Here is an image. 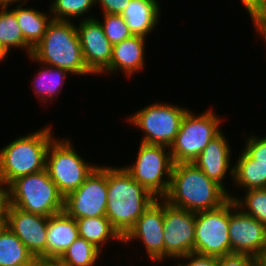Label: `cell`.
I'll return each instance as SVG.
<instances>
[{
  "label": "cell",
  "mask_w": 266,
  "mask_h": 266,
  "mask_svg": "<svg viewBox=\"0 0 266 266\" xmlns=\"http://www.w3.org/2000/svg\"><path fill=\"white\" fill-rule=\"evenodd\" d=\"M7 204L50 217L64 208V196L46 170L16 178L7 186Z\"/></svg>",
  "instance_id": "5b68a950"
},
{
  "label": "cell",
  "mask_w": 266,
  "mask_h": 266,
  "mask_svg": "<svg viewBox=\"0 0 266 266\" xmlns=\"http://www.w3.org/2000/svg\"><path fill=\"white\" fill-rule=\"evenodd\" d=\"M7 227V218L5 212L0 216V235Z\"/></svg>",
  "instance_id": "f35d334b"
},
{
  "label": "cell",
  "mask_w": 266,
  "mask_h": 266,
  "mask_svg": "<svg viewBox=\"0 0 266 266\" xmlns=\"http://www.w3.org/2000/svg\"><path fill=\"white\" fill-rule=\"evenodd\" d=\"M224 135L222 131L217 137L211 140L200 155L193 161V164L201 169L208 178L218 183L229 194L230 191L226 189L225 182L223 183V181L227 175H231L233 180L234 166L230 164L232 163L230 159L232 151L229 140H227V137Z\"/></svg>",
  "instance_id": "e0dca14e"
},
{
  "label": "cell",
  "mask_w": 266,
  "mask_h": 266,
  "mask_svg": "<svg viewBox=\"0 0 266 266\" xmlns=\"http://www.w3.org/2000/svg\"><path fill=\"white\" fill-rule=\"evenodd\" d=\"M95 7V0H53L50 4L52 20L71 21V18L90 19V9ZM86 15V13H88ZM86 16V17H83Z\"/></svg>",
  "instance_id": "83f0119b"
},
{
  "label": "cell",
  "mask_w": 266,
  "mask_h": 266,
  "mask_svg": "<svg viewBox=\"0 0 266 266\" xmlns=\"http://www.w3.org/2000/svg\"><path fill=\"white\" fill-rule=\"evenodd\" d=\"M169 204L194 213L220 208L228 193L193 163H174L168 193Z\"/></svg>",
  "instance_id": "7a4b0ae2"
},
{
  "label": "cell",
  "mask_w": 266,
  "mask_h": 266,
  "mask_svg": "<svg viewBox=\"0 0 266 266\" xmlns=\"http://www.w3.org/2000/svg\"><path fill=\"white\" fill-rule=\"evenodd\" d=\"M78 24L76 29L85 64L94 75L99 76L110 65L113 45L96 16L83 19Z\"/></svg>",
  "instance_id": "2e32d148"
},
{
  "label": "cell",
  "mask_w": 266,
  "mask_h": 266,
  "mask_svg": "<svg viewBox=\"0 0 266 266\" xmlns=\"http://www.w3.org/2000/svg\"><path fill=\"white\" fill-rule=\"evenodd\" d=\"M107 166L99 165L77 189L64 197L63 211L74 219L106 216Z\"/></svg>",
  "instance_id": "8fae6325"
},
{
  "label": "cell",
  "mask_w": 266,
  "mask_h": 266,
  "mask_svg": "<svg viewBox=\"0 0 266 266\" xmlns=\"http://www.w3.org/2000/svg\"><path fill=\"white\" fill-rule=\"evenodd\" d=\"M78 226L79 237L94 244L103 253V246L110 240L123 243V238L112 227L106 216L84 217L75 219ZM106 243V244H105Z\"/></svg>",
  "instance_id": "7402d4cb"
},
{
  "label": "cell",
  "mask_w": 266,
  "mask_h": 266,
  "mask_svg": "<svg viewBox=\"0 0 266 266\" xmlns=\"http://www.w3.org/2000/svg\"><path fill=\"white\" fill-rule=\"evenodd\" d=\"M252 19L255 32L266 24V0H240Z\"/></svg>",
  "instance_id": "1f68e13d"
},
{
  "label": "cell",
  "mask_w": 266,
  "mask_h": 266,
  "mask_svg": "<svg viewBox=\"0 0 266 266\" xmlns=\"http://www.w3.org/2000/svg\"><path fill=\"white\" fill-rule=\"evenodd\" d=\"M196 213L164 200V258L175 259L195 253Z\"/></svg>",
  "instance_id": "7c38bea8"
},
{
  "label": "cell",
  "mask_w": 266,
  "mask_h": 266,
  "mask_svg": "<svg viewBox=\"0 0 266 266\" xmlns=\"http://www.w3.org/2000/svg\"><path fill=\"white\" fill-rule=\"evenodd\" d=\"M258 34H256L257 36L259 35L260 38L264 37L263 39L265 40L266 42V24L257 32Z\"/></svg>",
  "instance_id": "b9f144b4"
},
{
  "label": "cell",
  "mask_w": 266,
  "mask_h": 266,
  "mask_svg": "<svg viewBox=\"0 0 266 266\" xmlns=\"http://www.w3.org/2000/svg\"><path fill=\"white\" fill-rule=\"evenodd\" d=\"M41 65L42 68L41 66L38 68V74H35L37 77L33 80L34 84L31 85L35 95H38V99L44 104L47 100L52 101L54 98L58 97L69 72L60 68L47 65L43 67V64Z\"/></svg>",
  "instance_id": "cb8c5ba5"
},
{
  "label": "cell",
  "mask_w": 266,
  "mask_h": 266,
  "mask_svg": "<svg viewBox=\"0 0 266 266\" xmlns=\"http://www.w3.org/2000/svg\"><path fill=\"white\" fill-rule=\"evenodd\" d=\"M34 266H65L59 259H35Z\"/></svg>",
  "instance_id": "d590c367"
},
{
  "label": "cell",
  "mask_w": 266,
  "mask_h": 266,
  "mask_svg": "<svg viewBox=\"0 0 266 266\" xmlns=\"http://www.w3.org/2000/svg\"><path fill=\"white\" fill-rule=\"evenodd\" d=\"M256 258L257 264L259 266H266V249L262 251Z\"/></svg>",
  "instance_id": "74e56055"
},
{
  "label": "cell",
  "mask_w": 266,
  "mask_h": 266,
  "mask_svg": "<svg viewBox=\"0 0 266 266\" xmlns=\"http://www.w3.org/2000/svg\"><path fill=\"white\" fill-rule=\"evenodd\" d=\"M146 37L132 35L112 46V57L110 65L100 74L111 75L122 71L126 77H133V74L143 70L145 66Z\"/></svg>",
  "instance_id": "ac0fdd59"
},
{
  "label": "cell",
  "mask_w": 266,
  "mask_h": 266,
  "mask_svg": "<svg viewBox=\"0 0 266 266\" xmlns=\"http://www.w3.org/2000/svg\"><path fill=\"white\" fill-rule=\"evenodd\" d=\"M257 258L249 254L232 253L217 258L218 266H254Z\"/></svg>",
  "instance_id": "d6a6232c"
},
{
  "label": "cell",
  "mask_w": 266,
  "mask_h": 266,
  "mask_svg": "<svg viewBox=\"0 0 266 266\" xmlns=\"http://www.w3.org/2000/svg\"><path fill=\"white\" fill-rule=\"evenodd\" d=\"M28 58L36 63L66 70L71 75H94L85 64L73 19L52 20Z\"/></svg>",
  "instance_id": "3957f363"
},
{
  "label": "cell",
  "mask_w": 266,
  "mask_h": 266,
  "mask_svg": "<svg viewBox=\"0 0 266 266\" xmlns=\"http://www.w3.org/2000/svg\"><path fill=\"white\" fill-rule=\"evenodd\" d=\"M0 46L8 53L13 48H22L28 57L33 48L25 41L15 14L6 6L0 5Z\"/></svg>",
  "instance_id": "484cf974"
},
{
  "label": "cell",
  "mask_w": 266,
  "mask_h": 266,
  "mask_svg": "<svg viewBox=\"0 0 266 266\" xmlns=\"http://www.w3.org/2000/svg\"><path fill=\"white\" fill-rule=\"evenodd\" d=\"M234 162L233 183L243 190L266 188V166L254 163L244 151Z\"/></svg>",
  "instance_id": "603a6c76"
},
{
  "label": "cell",
  "mask_w": 266,
  "mask_h": 266,
  "mask_svg": "<svg viewBox=\"0 0 266 266\" xmlns=\"http://www.w3.org/2000/svg\"><path fill=\"white\" fill-rule=\"evenodd\" d=\"M102 18L104 20L103 22L100 21V24L104 30L105 36L112 45L120 43L133 35L125 19L121 15L103 14Z\"/></svg>",
  "instance_id": "f546056e"
},
{
  "label": "cell",
  "mask_w": 266,
  "mask_h": 266,
  "mask_svg": "<svg viewBox=\"0 0 266 266\" xmlns=\"http://www.w3.org/2000/svg\"><path fill=\"white\" fill-rule=\"evenodd\" d=\"M245 192L246 194L241 199L233 193H229L228 196L243 213L266 226V188L251 189Z\"/></svg>",
  "instance_id": "f1b7e54d"
},
{
  "label": "cell",
  "mask_w": 266,
  "mask_h": 266,
  "mask_svg": "<svg viewBox=\"0 0 266 266\" xmlns=\"http://www.w3.org/2000/svg\"><path fill=\"white\" fill-rule=\"evenodd\" d=\"M230 199L220 208L196 213L195 253L222 257L230 254Z\"/></svg>",
  "instance_id": "30bf717a"
},
{
  "label": "cell",
  "mask_w": 266,
  "mask_h": 266,
  "mask_svg": "<svg viewBox=\"0 0 266 266\" xmlns=\"http://www.w3.org/2000/svg\"><path fill=\"white\" fill-rule=\"evenodd\" d=\"M62 139H54L48 147L45 170L65 197L77 190L99 165L85 161L71 139Z\"/></svg>",
  "instance_id": "52a82bcc"
},
{
  "label": "cell",
  "mask_w": 266,
  "mask_h": 266,
  "mask_svg": "<svg viewBox=\"0 0 266 266\" xmlns=\"http://www.w3.org/2000/svg\"><path fill=\"white\" fill-rule=\"evenodd\" d=\"M79 237L77 222L64 211L49 217L47 259H59Z\"/></svg>",
  "instance_id": "d6986e66"
},
{
  "label": "cell",
  "mask_w": 266,
  "mask_h": 266,
  "mask_svg": "<svg viewBox=\"0 0 266 266\" xmlns=\"http://www.w3.org/2000/svg\"><path fill=\"white\" fill-rule=\"evenodd\" d=\"M230 254H249L257 257L266 249V226L243 213L230 199Z\"/></svg>",
  "instance_id": "9a60e30c"
},
{
  "label": "cell",
  "mask_w": 266,
  "mask_h": 266,
  "mask_svg": "<svg viewBox=\"0 0 266 266\" xmlns=\"http://www.w3.org/2000/svg\"><path fill=\"white\" fill-rule=\"evenodd\" d=\"M107 193L106 217L122 238L157 200L123 166H107Z\"/></svg>",
  "instance_id": "6da1fadb"
},
{
  "label": "cell",
  "mask_w": 266,
  "mask_h": 266,
  "mask_svg": "<svg viewBox=\"0 0 266 266\" xmlns=\"http://www.w3.org/2000/svg\"><path fill=\"white\" fill-rule=\"evenodd\" d=\"M35 258L8 228L0 235V266H34Z\"/></svg>",
  "instance_id": "d4e9b609"
},
{
  "label": "cell",
  "mask_w": 266,
  "mask_h": 266,
  "mask_svg": "<svg viewBox=\"0 0 266 266\" xmlns=\"http://www.w3.org/2000/svg\"><path fill=\"white\" fill-rule=\"evenodd\" d=\"M7 55H9V53L2 46H0V62L3 60L5 61V58L8 57Z\"/></svg>",
  "instance_id": "60d3db41"
},
{
  "label": "cell",
  "mask_w": 266,
  "mask_h": 266,
  "mask_svg": "<svg viewBox=\"0 0 266 266\" xmlns=\"http://www.w3.org/2000/svg\"><path fill=\"white\" fill-rule=\"evenodd\" d=\"M248 137L242 150L254 159V163L266 166V135L261 138L251 134Z\"/></svg>",
  "instance_id": "4dcf8cb0"
},
{
  "label": "cell",
  "mask_w": 266,
  "mask_h": 266,
  "mask_svg": "<svg viewBox=\"0 0 266 266\" xmlns=\"http://www.w3.org/2000/svg\"><path fill=\"white\" fill-rule=\"evenodd\" d=\"M21 0H0V5H6L7 7H10L12 4H15L16 2L18 3H21V2H23V3H27V0H23V1H21Z\"/></svg>",
  "instance_id": "ab89813d"
},
{
  "label": "cell",
  "mask_w": 266,
  "mask_h": 266,
  "mask_svg": "<svg viewBox=\"0 0 266 266\" xmlns=\"http://www.w3.org/2000/svg\"><path fill=\"white\" fill-rule=\"evenodd\" d=\"M161 200V201H160ZM164 199H157L141 215L134 227L123 238V243L142 241L147 256L153 262L164 261ZM139 239V240H138Z\"/></svg>",
  "instance_id": "5bb4252c"
},
{
  "label": "cell",
  "mask_w": 266,
  "mask_h": 266,
  "mask_svg": "<svg viewBox=\"0 0 266 266\" xmlns=\"http://www.w3.org/2000/svg\"><path fill=\"white\" fill-rule=\"evenodd\" d=\"M160 7L159 2L152 0H130L121 16L133 35L146 37L159 24Z\"/></svg>",
  "instance_id": "ffe728a7"
},
{
  "label": "cell",
  "mask_w": 266,
  "mask_h": 266,
  "mask_svg": "<svg viewBox=\"0 0 266 266\" xmlns=\"http://www.w3.org/2000/svg\"><path fill=\"white\" fill-rule=\"evenodd\" d=\"M188 110L167 102H153L130 115L127 122L143 131L140 142L170 147Z\"/></svg>",
  "instance_id": "9c48e42d"
},
{
  "label": "cell",
  "mask_w": 266,
  "mask_h": 266,
  "mask_svg": "<svg viewBox=\"0 0 266 266\" xmlns=\"http://www.w3.org/2000/svg\"><path fill=\"white\" fill-rule=\"evenodd\" d=\"M52 127L43 126L1 148L0 181L6 187L18 177L45 170L47 150L55 139Z\"/></svg>",
  "instance_id": "277c9868"
},
{
  "label": "cell",
  "mask_w": 266,
  "mask_h": 266,
  "mask_svg": "<svg viewBox=\"0 0 266 266\" xmlns=\"http://www.w3.org/2000/svg\"><path fill=\"white\" fill-rule=\"evenodd\" d=\"M177 259H178V262H179V259L185 260V262H182V263L179 262V264L177 263V266H218L216 257L203 256V255H199L196 253H189Z\"/></svg>",
  "instance_id": "836d02e7"
},
{
  "label": "cell",
  "mask_w": 266,
  "mask_h": 266,
  "mask_svg": "<svg viewBox=\"0 0 266 266\" xmlns=\"http://www.w3.org/2000/svg\"><path fill=\"white\" fill-rule=\"evenodd\" d=\"M7 227L26 246L35 259H47V227L49 217L28 213L6 205Z\"/></svg>",
  "instance_id": "4fadbf2b"
},
{
  "label": "cell",
  "mask_w": 266,
  "mask_h": 266,
  "mask_svg": "<svg viewBox=\"0 0 266 266\" xmlns=\"http://www.w3.org/2000/svg\"><path fill=\"white\" fill-rule=\"evenodd\" d=\"M7 205V187L0 181V216L5 212Z\"/></svg>",
  "instance_id": "8d00e7d4"
},
{
  "label": "cell",
  "mask_w": 266,
  "mask_h": 266,
  "mask_svg": "<svg viewBox=\"0 0 266 266\" xmlns=\"http://www.w3.org/2000/svg\"><path fill=\"white\" fill-rule=\"evenodd\" d=\"M21 4L10 10L15 14L25 41L34 48L41 41L48 24L52 21L51 12L48 15L38 9L27 8V3L21 2ZM24 4L26 8H23Z\"/></svg>",
  "instance_id": "44dd1931"
},
{
  "label": "cell",
  "mask_w": 266,
  "mask_h": 266,
  "mask_svg": "<svg viewBox=\"0 0 266 266\" xmlns=\"http://www.w3.org/2000/svg\"><path fill=\"white\" fill-rule=\"evenodd\" d=\"M206 109L198 116L188 110L182 118L179 132L170 146V153L174 163H193L208 143L221 132V118Z\"/></svg>",
  "instance_id": "8992f818"
},
{
  "label": "cell",
  "mask_w": 266,
  "mask_h": 266,
  "mask_svg": "<svg viewBox=\"0 0 266 266\" xmlns=\"http://www.w3.org/2000/svg\"><path fill=\"white\" fill-rule=\"evenodd\" d=\"M130 0H95V4L102 9V14L121 15L129 5Z\"/></svg>",
  "instance_id": "e575fe53"
},
{
  "label": "cell",
  "mask_w": 266,
  "mask_h": 266,
  "mask_svg": "<svg viewBox=\"0 0 266 266\" xmlns=\"http://www.w3.org/2000/svg\"><path fill=\"white\" fill-rule=\"evenodd\" d=\"M137 152L135 163L123 168L154 197L163 199L169 190L174 164L170 147L141 142Z\"/></svg>",
  "instance_id": "ba28073f"
},
{
  "label": "cell",
  "mask_w": 266,
  "mask_h": 266,
  "mask_svg": "<svg viewBox=\"0 0 266 266\" xmlns=\"http://www.w3.org/2000/svg\"><path fill=\"white\" fill-rule=\"evenodd\" d=\"M101 250L87 240L78 237L59 258L65 266H94L100 260Z\"/></svg>",
  "instance_id": "4316f807"
}]
</instances>
